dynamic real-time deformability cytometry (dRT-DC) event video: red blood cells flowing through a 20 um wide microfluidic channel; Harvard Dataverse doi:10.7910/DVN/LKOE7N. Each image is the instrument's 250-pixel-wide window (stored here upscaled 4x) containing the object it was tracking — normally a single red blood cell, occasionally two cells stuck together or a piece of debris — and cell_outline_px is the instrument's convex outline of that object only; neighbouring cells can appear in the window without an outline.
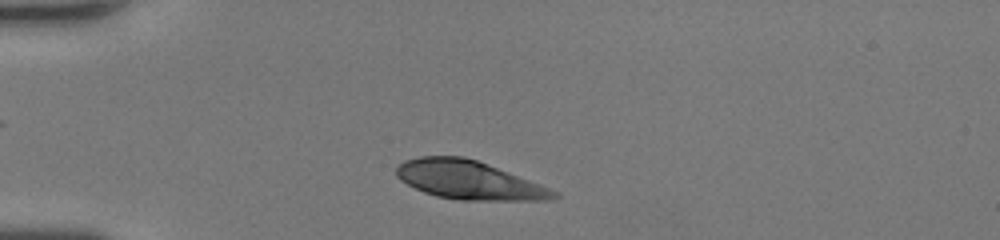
{"species": "human", "species_latin": "Homo sapiens", "temperature_condition": "room temperature", "stored_images_in_passage": 35, "camera_frame_rate_fps": 3000, "um_per_image_px": 0.085, "donor": {"sex": "female"}, "frame": {"image": 1, "passage_image": 1, "time_ms": 0.0, "image_size_px": [1000, 240], "cell_outline_px": [[560, 196], [548, 200], [460, 200], [436, 196], [424, 192], [400, 180], [396, 176], [396, 168], [404, 160], [420, 156], [464, 156], [476, 160], [560, 192]], "centroid_in_image_um": [39.83, 15.31], "position_along_channel_um": 45.2, "area_um2": 35.03}}
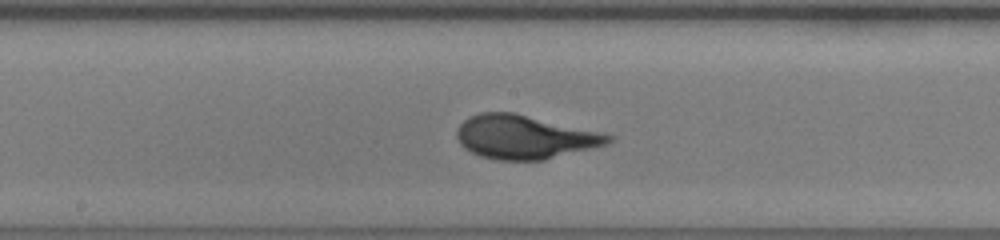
{"frame": {"image": 2, "passage_image": 14, "time_ms": 4.333, "image_size_px": [1000, 240], "cell_outline_px": [[616, 136], [608, 144], [544, 160], [500, 160], [480, 156], [464, 148], [460, 144], [456, 136], [456, 132], [460, 124], [464, 120], [480, 112], [512, 112], [600, 132]], "centroid_in_image_um": [44.58, 11.65], "position_along_channel_um": 203.6, "area_um2": 38.32}}
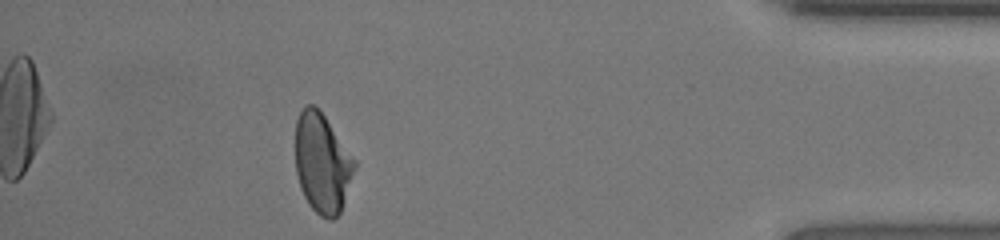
{"frame": {"image": 3, "passage_image": 31, "time_ms": 10.0, "image_size_px": [1000, 240], "cell_outline_px": [[356, 168], [340, 212], [332, 220], [328, 220], [320, 216], [308, 204], [300, 188], [296, 172], [296, 120], [304, 104], [312, 104], [324, 116], [356, 160]], "centroid_in_image_um": [27.38, 13.88], "position_along_channel_um": 407.8, "area_um2": 34.22}, "authors_computed_cell_mechanics": {"area_um2": 37.57, "velocity_mm_per_s": 4.3824, "shape_relaxation_time_tau1_ms": 4.0103, "shape_relaxation_time_tau2_ms": null, "deformation_change_tau1": 0.1803, "deformation_change_tau2": null}}